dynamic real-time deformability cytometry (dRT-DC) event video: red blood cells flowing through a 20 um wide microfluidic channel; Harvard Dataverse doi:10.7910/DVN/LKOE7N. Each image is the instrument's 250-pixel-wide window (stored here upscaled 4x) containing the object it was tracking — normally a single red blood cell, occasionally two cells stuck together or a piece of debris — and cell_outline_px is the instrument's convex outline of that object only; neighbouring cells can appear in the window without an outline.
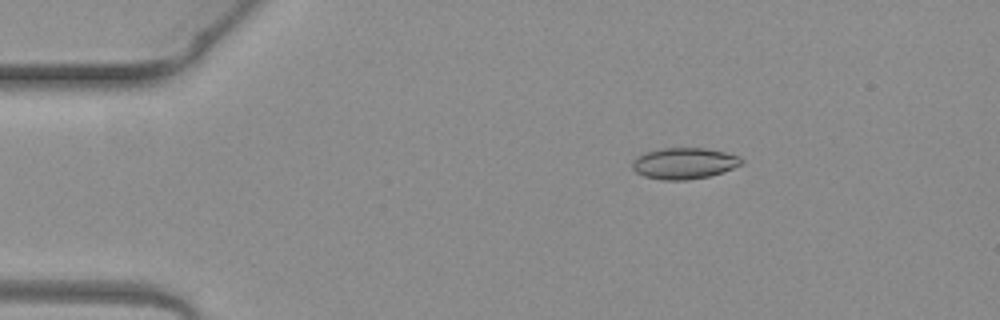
{"species": "common noctule bat (a hibernating species)", "species_latin": "Nyctalus noctula", "temperature_condition": "warm", "stored_images_in_passage": 5, "camera_frame_rate_fps": 3000, "um_per_image_px": 0.085, "animal": {"sex": "female", "body_mass_g": 19.3, "forearm_length_mm": 54.1}, "frame": {"image": 1, "passage_image": 3, "time_ms": 0.667, "image_size_px": [1000, 320], "cell_outline_px": [[744, 160], [740, 164], [732, 168], [708, 176], [684, 180], [664, 180], [644, 176], [636, 172], [632, 168], [632, 160], [636, 156], [644, 152], [664, 148], [704, 148], [724, 152], [740, 156]], "centroid_in_image_um": [58.1, 13.87], "position_along_channel_um": 26.9, "area_um2": 19.71}}
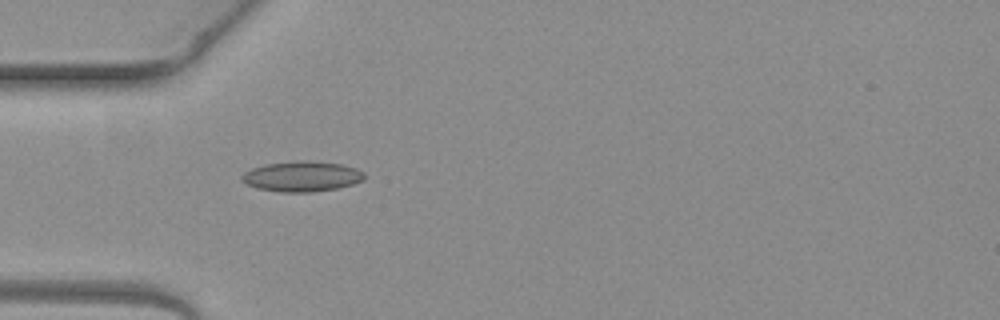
{"frame": {"image": 2, "passage_image": 5, "time_ms": 1.333, "image_size_px": [1000, 320], "cell_outline_px": [[364, 180], [352, 184], [336, 188], [312, 192], [280, 192], [256, 188], [240, 180], [240, 176], [244, 172], [252, 168], [264, 164], [304, 160], [340, 164], [356, 168], [364, 172]], "centroid_in_image_um": [25.63, 14.99], "position_along_channel_um": 59.4, "area_um2": 21.62}}